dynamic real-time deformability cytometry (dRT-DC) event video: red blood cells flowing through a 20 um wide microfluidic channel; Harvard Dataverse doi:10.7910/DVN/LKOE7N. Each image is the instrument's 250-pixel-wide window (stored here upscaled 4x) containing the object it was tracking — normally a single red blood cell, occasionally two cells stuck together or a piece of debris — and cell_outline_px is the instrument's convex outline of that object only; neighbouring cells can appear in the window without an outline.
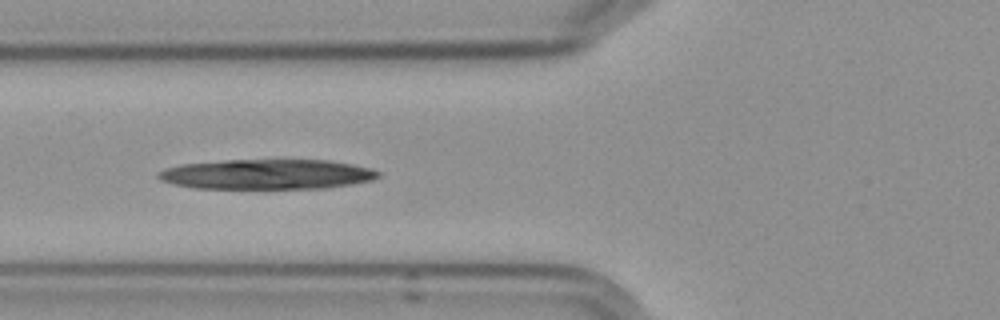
{"species": "Egyptian fruit bat (a non-hibernating species)", "species_latin": "Rousettus aegyptiacus", "temperature_condition": "cold", "stored_images_in_passage": 6, "camera_frame_rate_fps": 3000, "um_per_image_px": 0.085, "frame": {"image": 1, "passage_image": 5, "time_ms": 5.0, "image_size_px": [1000, 320], "cell_outline_px": [[380, 176], [372, 180], [352, 184], [328, 188], [192, 188], [176, 184], [164, 180], [156, 176], [156, 172], [164, 168], [180, 164], [224, 160], [328, 160], [352, 164], [372, 168], [380, 172]], "centroid_in_image_um": [22.71, 14.81], "position_along_channel_um": 103.1, "area_um2": 38.49}}